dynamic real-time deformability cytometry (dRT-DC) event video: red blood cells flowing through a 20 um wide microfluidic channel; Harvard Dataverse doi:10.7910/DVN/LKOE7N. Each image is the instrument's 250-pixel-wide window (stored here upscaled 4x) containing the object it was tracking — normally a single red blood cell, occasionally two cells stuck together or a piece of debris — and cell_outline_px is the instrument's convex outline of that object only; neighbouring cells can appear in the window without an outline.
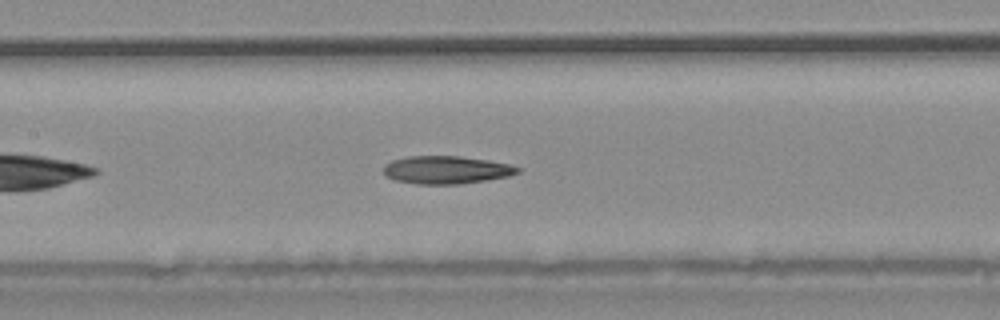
{"species": "common noctule bat (a hibernating species)", "species_latin": "Nyctalus noctula", "temperature_condition": "warm", "stored_images_in_passage": 29, "camera_frame_rate_fps": 3000, "um_per_image_px": 0.085, "animal": {"sex": "male", "body_mass_g": 20.4}, "frame": {"image": 1, "passage_image": 9, "time_ms": 2.667, "image_size_px": [1000, 320], "cell_outline_px": [[524, 168], [520, 172], [508, 176], [488, 180], [456, 184], [416, 184], [396, 180], [384, 176], [384, 164], [392, 160], [408, 156], [460, 156], [488, 160], [508, 164]], "centroid_in_image_um": [37.94, 14.44], "position_along_channel_um": 169.5, "area_um2": 21.91}}